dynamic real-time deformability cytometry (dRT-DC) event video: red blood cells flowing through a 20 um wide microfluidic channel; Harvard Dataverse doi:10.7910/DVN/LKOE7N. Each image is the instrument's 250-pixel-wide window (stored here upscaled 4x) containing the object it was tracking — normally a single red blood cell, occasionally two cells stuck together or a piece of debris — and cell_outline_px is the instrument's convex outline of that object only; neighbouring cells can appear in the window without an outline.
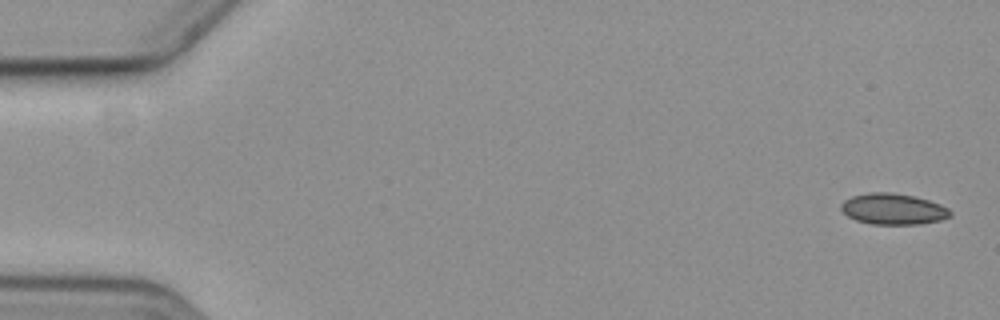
{"species": "common noctule bat (a hibernating species)", "species_latin": "Nyctalus noctula", "temperature_condition": "cold", "stored_images_in_passage": 3, "camera_frame_rate_fps": 3000, "um_per_image_px": 0.085, "animal": {"sex": "female", "body_mass_g": 19.3, "forearm_length_mm": 54.1}, "frame": {"image": 1, "passage_image": 1, "time_ms": 0.0, "image_size_px": [1000, 320], "cell_outline_px": [[952, 216], [940, 220], [920, 224], [872, 224], [856, 220], [848, 216], [840, 208], [840, 204], [844, 200], [852, 196], [868, 192], [892, 192], [912, 196], [928, 200], [940, 204], [948, 208], [952, 212]], "centroid_in_image_um": [75.92, 17.76], "position_along_channel_um": 9.1, "area_um2": 19.77}}